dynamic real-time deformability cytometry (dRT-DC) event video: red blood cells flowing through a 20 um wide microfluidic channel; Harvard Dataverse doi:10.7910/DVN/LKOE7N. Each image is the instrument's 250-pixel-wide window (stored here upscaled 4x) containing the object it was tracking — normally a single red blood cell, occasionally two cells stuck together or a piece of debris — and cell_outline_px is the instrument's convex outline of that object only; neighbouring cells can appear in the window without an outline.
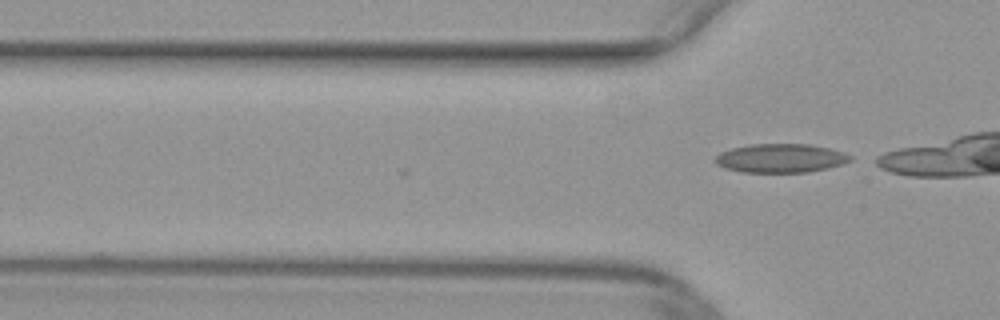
{"species": "common noctule bat (a hibernating species)", "species_latin": "Nyctalus noctula", "temperature_condition": "warm", "stored_images_in_passage": 7, "camera_frame_rate_fps": 3000, "um_per_image_px": 0.085, "animal": {"sex": "female", "body_mass_g": 29.2, "forearm_length_mm": 56.3}, "frame": {"image": 1, "passage_image": 7, "time_ms": 2.0, "image_size_px": [1000, 320], "cell_outline_px": [[852, 160], [844, 164], [808, 172], [740, 172], [724, 168], [716, 164], [712, 160], [720, 152], [732, 148], [748, 144], [808, 144], [828, 148], [852, 156]], "centroid_in_image_um": [66.3, 13.45], "position_along_channel_um": 59.5, "area_um2": 22.72}}